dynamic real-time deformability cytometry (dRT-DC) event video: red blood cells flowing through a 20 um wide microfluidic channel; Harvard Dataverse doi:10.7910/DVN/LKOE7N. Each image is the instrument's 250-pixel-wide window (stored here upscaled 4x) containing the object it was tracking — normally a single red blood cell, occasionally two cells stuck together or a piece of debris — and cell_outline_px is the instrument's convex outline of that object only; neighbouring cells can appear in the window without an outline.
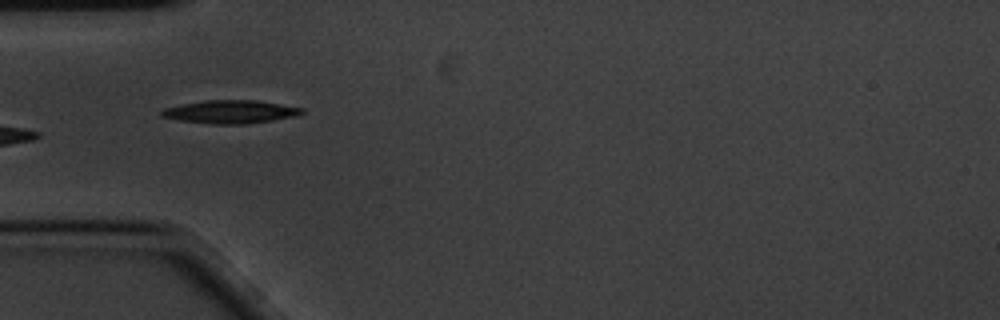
{"species": "common noctule bat (a hibernating species)", "species_latin": "Nyctalus noctula", "temperature_condition": "cold", "stored_images_in_passage": 4, "camera_frame_rate_fps": 3000, "um_per_image_px": 0.085, "animal": {"sex": "male", "body_mass_g": 20.1, "forearm_length_mm": 53.5}, "frame": {"image": 1, "passage_image": 4, "time_ms": 1.0, "image_size_px": [1000, 320], "cell_outline_px": [[308, 112], [296, 116], [248, 124], [212, 124], [180, 120], [160, 116], [160, 112], [164, 108], [180, 104], [204, 100], [256, 100], [304, 108]], "centroid_in_image_um": [19.61, 9.5], "position_along_channel_um": 65.4, "area_um2": 19.07}}